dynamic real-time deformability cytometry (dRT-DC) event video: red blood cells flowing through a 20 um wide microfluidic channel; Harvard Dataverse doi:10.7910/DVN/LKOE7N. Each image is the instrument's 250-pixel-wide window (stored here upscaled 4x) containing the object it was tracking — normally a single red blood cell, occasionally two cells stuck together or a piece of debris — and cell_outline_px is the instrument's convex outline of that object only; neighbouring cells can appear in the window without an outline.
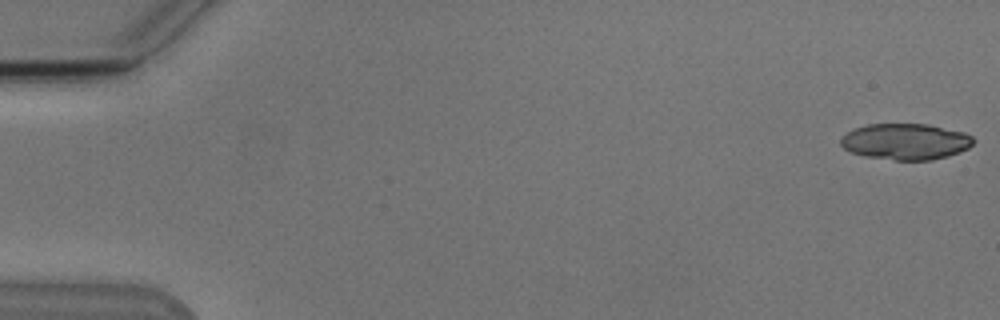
{"species": "Egyptian fruit bat (a non-hibernating species)", "species_latin": "Rousettus aegyptiacus", "temperature_condition": "cold", "stored_images_in_passage": 7, "segment_of_instrument_passage": [1, 2], "camera_frame_rate_fps": 3000, "um_per_image_px": 0.085, "animal": {"sex": "male"}, "frame": {"image": 1, "passage_image": 1, "time_ms": 0.0, "image_size_px": [1000, 320], "cell_outline_px": [[976, 140], [968, 148], [960, 152], [948, 156], [932, 160], [896, 160], [864, 156], [852, 152], [844, 148], [840, 144], [840, 140], [848, 132], [856, 128], [868, 124], [928, 124], [964, 132], [972, 136]], "centroid_in_image_um": [77.01, 12.04], "position_along_channel_um": 8.0, "area_um2": 27.92}}